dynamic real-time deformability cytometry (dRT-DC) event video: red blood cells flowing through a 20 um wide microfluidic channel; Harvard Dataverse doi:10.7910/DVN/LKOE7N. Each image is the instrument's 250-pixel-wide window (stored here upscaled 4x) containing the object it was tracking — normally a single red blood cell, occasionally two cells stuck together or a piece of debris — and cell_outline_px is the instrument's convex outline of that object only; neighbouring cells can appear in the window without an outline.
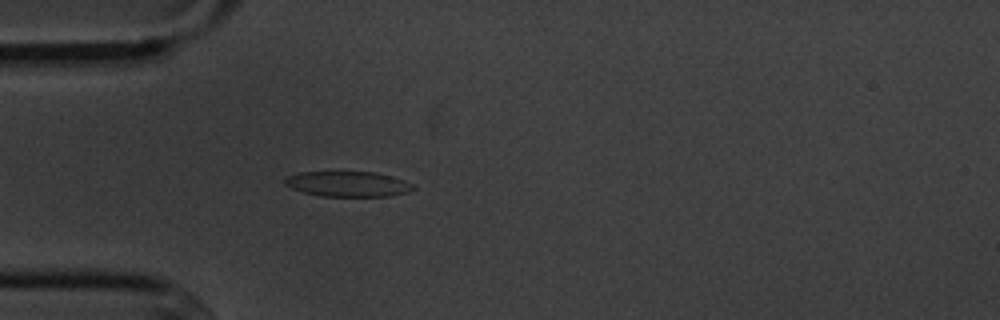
{"species": "common noctule bat (a hibernating species)", "species_latin": "Nyctalus noctula", "temperature_condition": "cold", "stored_images_in_passage": 4, "camera_frame_rate_fps": 3000, "um_per_image_px": 0.085, "animal": {"sex": "male", "body_mass_g": 20.1, "forearm_length_mm": 53.5}, "frame": {"image": 1, "passage_image": 4, "time_ms": 4.333, "image_size_px": [1000, 320], "cell_outline_px": [[416, 188], [404, 192], [388, 196], [320, 196], [304, 192], [292, 188], [284, 184], [284, 180], [288, 176], [300, 172], [376, 172], [404, 180], [412, 184]], "centroid_in_image_um": [29.55, 15.63], "position_along_channel_um": 55.5, "area_um2": 18.67}}